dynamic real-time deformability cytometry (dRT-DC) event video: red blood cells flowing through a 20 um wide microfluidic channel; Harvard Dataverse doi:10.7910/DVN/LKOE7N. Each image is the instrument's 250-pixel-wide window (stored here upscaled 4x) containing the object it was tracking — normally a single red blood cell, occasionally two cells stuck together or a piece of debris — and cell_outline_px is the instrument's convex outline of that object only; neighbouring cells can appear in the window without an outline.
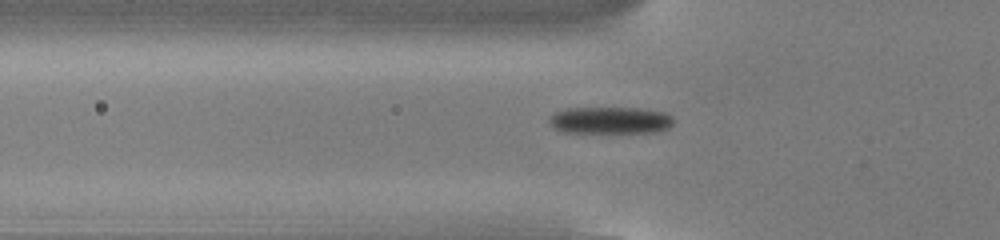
{"species": "common noctule bat (a hibernating species)", "species_latin": "Nyctalus noctula", "temperature_condition": "cold", "stored_images_in_passage": 55, "camera_frame_rate_fps": 3000, "um_per_image_px": 0.085, "animal": {"sex": "male", "body_mass_g": 13.0, "forearm_length_mm": 53.1}, "frame": {"image": 1, "passage_image": 19, "time_ms": 6.0, "image_size_px": [1000, 240], "cell_outline_px": [[672, 124], [668, 128], [656, 132], [564, 132], [552, 128], [548, 120], [556, 112], [568, 108], [636, 108], [664, 112], [672, 116]], "centroid_in_image_um": [51.85, 10.23], "position_along_channel_um": 73.9, "area_um2": 19.36}}
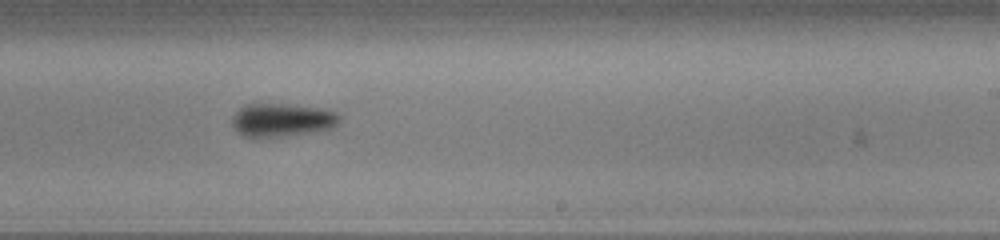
{"frame": {"image": 2, "passage_image": 34, "time_ms": 11.0, "image_size_px": [1000, 240], "cell_outline_px": [[340, 120], [332, 128], [316, 132], [276, 136], [244, 136], [236, 132], [232, 124], [232, 116], [244, 104], [288, 104], [320, 108], [336, 112], [340, 116]], "centroid_in_image_um": [23.97, 10.19], "position_along_channel_um": 265.0, "area_um2": 20.69}}
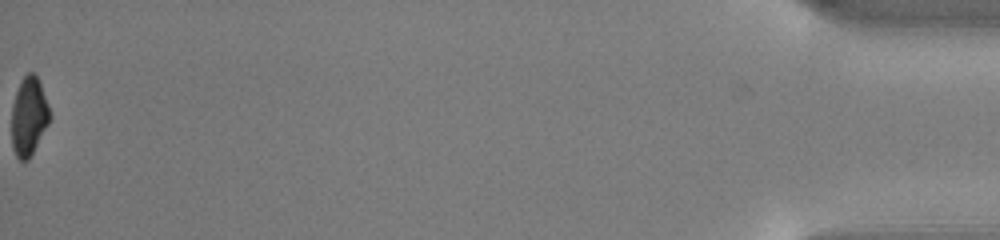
{"frame": {"image": 3, "passage_image": 55, "time_ms": 18.0, "image_size_px": [1000, 240], "cell_outline_px": [[52, 116], [48, 124], [28, 160], [20, 160], [16, 156], [12, 148], [12, 104], [16, 92], [24, 76], [28, 72], [32, 72], [36, 76], [40, 84], [48, 104]], "centroid_in_image_um": [2.45, 9.9], "position_along_channel_um": 432.7, "area_um2": 17.22}, "authors_computed_cell_mechanics": {"area_um2": 19.363, "velocity_mm_per_s": 3.8182, "shape_relaxation_time_tau1_ms": 2.3289, "shape_relaxation_time_tau2_ms": null, "deformation_change_tau1": 0.0919, "deformation_change_tau2": null}}